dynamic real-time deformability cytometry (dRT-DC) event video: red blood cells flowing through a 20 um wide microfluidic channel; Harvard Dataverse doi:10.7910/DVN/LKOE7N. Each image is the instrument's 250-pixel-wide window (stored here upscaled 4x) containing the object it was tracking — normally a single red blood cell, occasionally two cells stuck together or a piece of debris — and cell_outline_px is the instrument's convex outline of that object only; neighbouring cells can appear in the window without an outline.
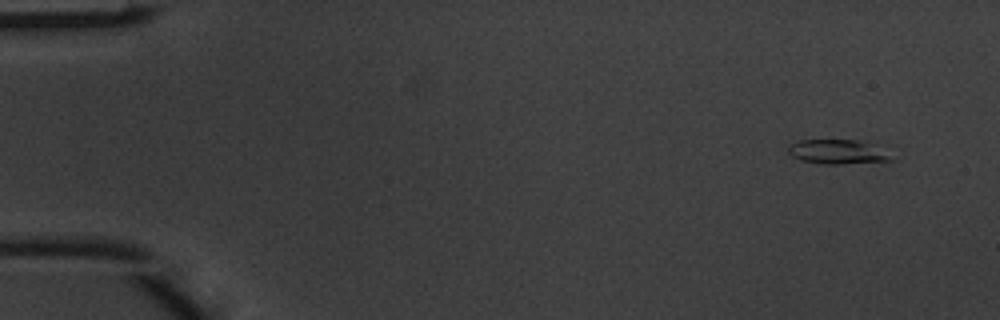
{"species": "common noctule bat (a hibernating species)", "species_latin": "Nyctalus noctula", "temperature_condition": "warm", "stored_images_in_passage": 4, "camera_frame_rate_fps": 3000, "um_per_image_px": 0.085, "animal": {"sex": "male", "body_mass_g": 20.1, "forearm_length_mm": 53.5}, "frame": {"image": 1, "passage_image": 1, "time_ms": 0.0, "image_size_px": [1000, 320], "cell_outline_px": [[892, 160], [840, 164], [820, 164], [800, 160], [792, 156], [788, 152], [788, 144], [800, 140], [860, 140], [868, 144], [888, 156]], "centroid_in_image_um": [71.01, 12.91], "position_along_channel_um": 14.0, "area_um2": 14.1}}